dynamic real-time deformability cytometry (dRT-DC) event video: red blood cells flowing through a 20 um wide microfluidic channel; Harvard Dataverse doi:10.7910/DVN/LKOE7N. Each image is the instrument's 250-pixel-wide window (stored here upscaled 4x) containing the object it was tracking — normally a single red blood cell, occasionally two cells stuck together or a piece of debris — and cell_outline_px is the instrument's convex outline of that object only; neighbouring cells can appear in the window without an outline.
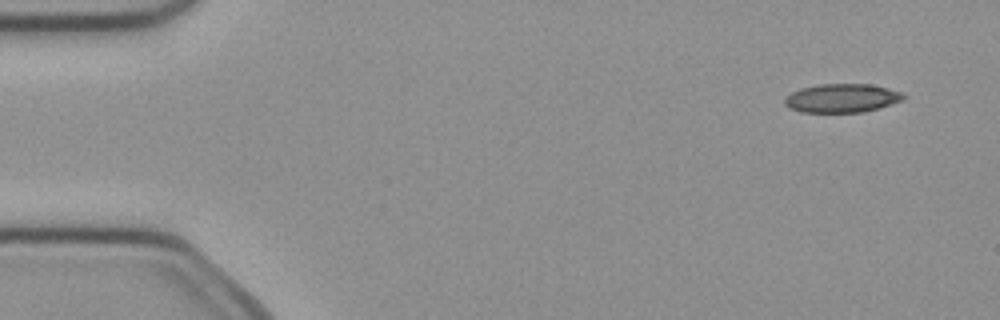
{"species": "common noctule bat (a hibernating species)", "species_latin": "Nyctalus noctula", "temperature_condition": "cold", "stored_images_in_passage": 4, "camera_frame_rate_fps": 3000, "um_per_image_px": 0.085, "animal": {"sex": "female", "body_mass_g": 21.9}, "frame": {"image": 1, "passage_image": 1, "time_ms": 0.0, "image_size_px": [1000, 320], "cell_outline_px": [[908, 96], [904, 100], [880, 108], [864, 112], [800, 112], [788, 108], [784, 104], [784, 96], [800, 88], [816, 84], [868, 84], [888, 88], [904, 92]], "centroid_in_image_um": [71.57, 8.34], "position_along_channel_um": 13.4, "area_um2": 20.29}}